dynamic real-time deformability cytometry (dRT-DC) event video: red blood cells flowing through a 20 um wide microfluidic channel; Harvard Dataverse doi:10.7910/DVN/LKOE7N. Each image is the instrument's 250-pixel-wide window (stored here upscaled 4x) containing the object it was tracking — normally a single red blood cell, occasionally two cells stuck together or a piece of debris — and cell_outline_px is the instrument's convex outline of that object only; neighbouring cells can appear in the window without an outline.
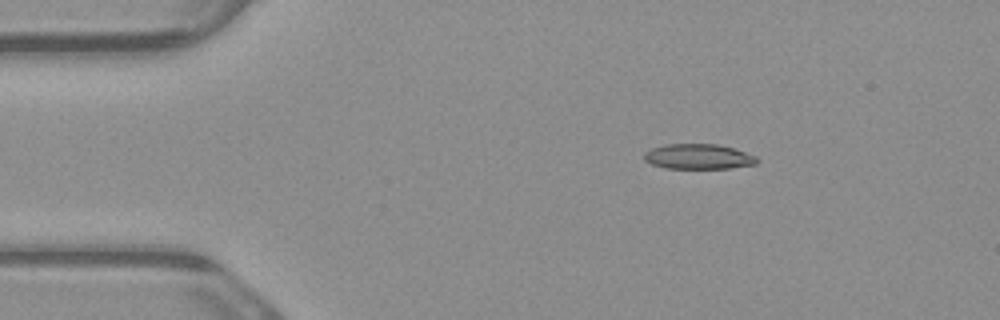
{"species": "common noctule bat (a hibernating species)", "species_latin": "Nyctalus noctula", "temperature_condition": "warm", "stored_images_in_passage": 3, "camera_frame_rate_fps": 3000, "um_per_image_px": 0.085, "animal": {"sex": "male", "body_mass_g": 23.1, "forearm_length_mm": 52.7}, "frame": {"image": 1, "passage_image": 2, "time_ms": 0.333, "image_size_px": [1000, 320], "cell_outline_px": [[760, 160], [756, 164], [728, 168], [664, 168], [652, 164], [644, 160], [644, 152], [652, 148], [664, 144], [716, 144], [732, 148], [756, 156]], "centroid_in_image_um": [59.34, 13.31], "position_along_channel_um": 25.7, "area_um2": 16.47}}